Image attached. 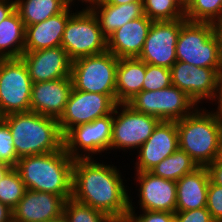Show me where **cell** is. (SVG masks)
Returning a JSON list of instances; mask_svg holds the SVG:
<instances>
[{"label": "cell", "instance_id": "obj_13", "mask_svg": "<svg viewBox=\"0 0 222 222\" xmlns=\"http://www.w3.org/2000/svg\"><path fill=\"white\" fill-rule=\"evenodd\" d=\"M170 70L172 85L184 91L197 106L214 103L218 94L222 69L196 67L189 63L176 61Z\"/></svg>", "mask_w": 222, "mask_h": 222}, {"label": "cell", "instance_id": "obj_20", "mask_svg": "<svg viewBox=\"0 0 222 222\" xmlns=\"http://www.w3.org/2000/svg\"><path fill=\"white\" fill-rule=\"evenodd\" d=\"M146 15L129 21L107 38V51L117 58L139 57L152 25Z\"/></svg>", "mask_w": 222, "mask_h": 222}, {"label": "cell", "instance_id": "obj_35", "mask_svg": "<svg viewBox=\"0 0 222 222\" xmlns=\"http://www.w3.org/2000/svg\"><path fill=\"white\" fill-rule=\"evenodd\" d=\"M138 213L129 211L126 218L130 222H174V213L171 212L140 210Z\"/></svg>", "mask_w": 222, "mask_h": 222}, {"label": "cell", "instance_id": "obj_49", "mask_svg": "<svg viewBox=\"0 0 222 222\" xmlns=\"http://www.w3.org/2000/svg\"><path fill=\"white\" fill-rule=\"evenodd\" d=\"M220 159H222V139H221V151H220Z\"/></svg>", "mask_w": 222, "mask_h": 222}, {"label": "cell", "instance_id": "obj_6", "mask_svg": "<svg viewBox=\"0 0 222 222\" xmlns=\"http://www.w3.org/2000/svg\"><path fill=\"white\" fill-rule=\"evenodd\" d=\"M69 17L61 46L71 61L107 51V38L102 34L95 15L90 9L76 7Z\"/></svg>", "mask_w": 222, "mask_h": 222}, {"label": "cell", "instance_id": "obj_24", "mask_svg": "<svg viewBox=\"0 0 222 222\" xmlns=\"http://www.w3.org/2000/svg\"><path fill=\"white\" fill-rule=\"evenodd\" d=\"M146 63L138 57L119 58L116 69V101L127 103L142 91Z\"/></svg>", "mask_w": 222, "mask_h": 222}, {"label": "cell", "instance_id": "obj_27", "mask_svg": "<svg viewBox=\"0 0 222 222\" xmlns=\"http://www.w3.org/2000/svg\"><path fill=\"white\" fill-rule=\"evenodd\" d=\"M196 168L198 166L191 157L185 151L178 148L172 155L160 161L149 172L157 177L178 181Z\"/></svg>", "mask_w": 222, "mask_h": 222}, {"label": "cell", "instance_id": "obj_22", "mask_svg": "<svg viewBox=\"0 0 222 222\" xmlns=\"http://www.w3.org/2000/svg\"><path fill=\"white\" fill-rule=\"evenodd\" d=\"M209 182L210 177L207 167H198L176 181V211L206 207Z\"/></svg>", "mask_w": 222, "mask_h": 222}, {"label": "cell", "instance_id": "obj_2", "mask_svg": "<svg viewBox=\"0 0 222 222\" xmlns=\"http://www.w3.org/2000/svg\"><path fill=\"white\" fill-rule=\"evenodd\" d=\"M73 163L63 147L53 153L21 157L14 168L26 189L56 194L66 201L72 197Z\"/></svg>", "mask_w": 222, "mask_h": 222}, {"label": "cell", "instance_id": "obj_28", "mask_svg": "<svg viewBox=\"0 0 222 222\" xmlns=\"http://www.w3.org/2000/svg\"><path fill=\"white\" fill-rule=\"evenodd\" d=\"M143 12L152 21L185 19V6L178 0H143Z\"/></svg>", "mask_w": 222, "mask_h": 222}, {"label": "cell", "instance_id": "obj_48", "mask_svg": "<svg viewBox=\"0 0 222 222\" xmlns=\"http://www.w3.org/2000/svg\"><path fill=\"white\" fill-rule=\"evenodd\" d=\"M178 1H180L185 6L189 0H178Z\"/></svg>", "mask_w": 222, "mask_h": 222}, {"label": "cell", "instance_id": "obj_14", "mask_svg": "<svg viewBox=\"0 0 222 222\" xmlns=\"http://www.w3.org/2000/svg\"><path fill=\"white\" fill-rule=\"evenodd\" d=\"M186 19L153 21L139 59L147 64L171 68L177 61L176 44Z\"/></svg>", "mask_w": 222, "mask_h": 222}, {"label": "cell", "instance_id": "obj_18", "mask_svg": "<svg viewBox=\"0 0 222 222\" xmlns=\"http://www.w3.org/2000/svg\"><path fill=\"white\" fill-rule=\"evenodd\" d=\"M65 200L56 194L26 190L12 209L13 222H45L63 215Z\"/></svg>", "mask_w": 222, "mask_h": 222}, {"label": "cell", "instance_id": "obj_3", "mask_svg": "<svg viewBox=\"0 0 222 222\" xmlns=\"http://www.w3.org/2000/svg\"><path fill=\"white\" fill-rule=\"evenodd\" d=\"M209 109L198 106L176 121L179 149L185 151L198 167H207L220 157L222 118L210 106Z\"/></svg>", "mask_w": 222, "mask_h": 222}, {"label": "cell", "instance_id": "obj_29", "mask_svg": "<svg viewBox=\"0 0 222 222\" xmlns=\"http://www.w3.org/2000/svg\"><path fill=\"white\" fill-rule=\"evenodd\" d=\"M185 19L210 23L222 20V0H189L185 5Z\"/></svg>", "mask_w": 222, "mask_h": 222}, {"label": "cell", "instance_id": "obj_9", "mask_svg": "<svg viewBox=\"0 0 222 222\" xmlns=\"http://www.w3.org/2000/svg\"><path fill=\"white\" fill-rule=\"evenodd\" d=\"M160 120L145 113L134 111L126 103H118L113 112L110 152L137 151L152 135Z\"/></svg>", "mask_w": 222, "mask_h": 222}, {"label": "cell", "instance_id": "obj_26", "mask_svg": "<svg viewBox=\"0 0 222 222\" xmlns=\"http://www.w3.org/2000/svg\"><path fill=\"white\" fill-rule=\"evenodd\" d=\"M15 2L16 10L25 27L43 22L68 7L66 0H15Z\"/></svg>", "mask_w": 222, "mask_h": 222}, {"label": "cell", "instance_id": "obj_25", "mask_svg": "<svg viewBox=\"0 0 222 222\" xmlns=\"http://www.w3.org/2000/svg\"><path fill=\"white\" fill-rule=\"evenodd\" d=\"M25 48V26L15 10L0 23V58H20Z\"/></svg>", "mask_w": 222, "mask_h": 222}, {"label": "cell", "instance_id": "obj_4", "mask_svg": "<svg viewBox=\"0 0 222 222\" xmlns=\"http://www.w3.org/2000/svg\"><path fill=\"white\" fill-rule=\"evenodd\" d=\"M4 122L12 133L17 157L53 153L64 147L58 120L36 112L8 114Z\"/></svg>", "mask_w": 222, "mask_h": 222}, {"label": "cell", "instance_id": "obj_43", "mask_svg": "<svg viewBox=\"0 0 222 222\" xmlns=\"http://www.w3.org/2000/svg\"><path fill=\"white\" fill-rule=\"evenodd\" d=\"M132 2H143V0H102L100 3L122 5V4L132 3Z\"/></svg>", "mask_w": 222, "mask_h": 222}, {"label": "cell", "instance_id": "obj_11", "mask_svg": "<svg viewBox=\"0 0 222 222\" xmlns=\"http://www.w3.org/2000/svg\"><path fill=\"white\" fill-rule=\"evenodd\" d=\"M113 113L71 128L64 137L65 151L75 159H90L109 153ZM106 151V152H105ZM101 153V154H100Z\"/></svg>", "mask_w": 222, "mask_h": 222}, {"label": "cell", "instance_id": "obj_5", "mask_svg": "<svg viewBox=\"0 0 222 222\" xmlns=\"http://www.w3.org/2000/svg\"><path fill=\"white\" fill-rule=\"evenodd\" d=\"M177 61L213 69H222L219 43L213 23L186 21L176 44Z\"/></svg>", "mask_w": 222, "mask_h": 222}, {"label": "cell", "instance_id": "obj_36", "mask_svg": "<svg viewBox=\"0 0 222 222\" xmlns=\"http://www.w3.org/2000/svg\"><path fill=\"white\" fill-rule=\"evenodd\" d=\"M174 222H216L206 207L188 211H176Z\"/></svg>", "mask_w": 222, "mask_h": 222}, {"label": "cell", "instance_id": "obj_34", "mask_svg": "<svg viewBox=\"0 0 222 222\" xmlns=\"http://www.w3.org/2000/svg\"><path fill=\"white\" fill-rule=\"evenodd\" d=\"M206 208L216 222H222V186L211 181L207 191Z\"/></svg>", "mask_w": 222, "mask_h": 222}, {"label": "cell", "instance_id": "obj_40", "mask_svg": "<svg viewBox=\"0 0 222 222\" xmlns=\"http://www.w3.org/2000/svg\"><path fill=\"white\" fill-rule=\"evenodd\" d=\"M213 27H214V33L219 43V55H220V62L222 65V20L214 22Z\"/></svg>", "mask_w": 222, "mask_h": 222}, {"label": "cell", "instance_id": "obj_45", "mask_svg": "<svg viewBox=\"0 0 222 222\" xmlns=\"http://www.w3.org/2000/svg\"><path fill=\"white\" fill-rule=\"evenodd\" d=\"M45 222H67V220L64 215H61L60 217L56 219L45 221Z\"/></svg>", "mask_w": 222, "mask_h": 222}, {"label": "cell", "instance_id": "obj_39", "mask_svg": "<svg viewBox=\"0 0 222 222\" xmlns=\"http://www.w3.org/2000/svg\"><path fill=\"white\" fill-rule=\"evenodd\" d=\"M214 102V105L218 107L213 108V110L222 118V73L219 78L218 94Z\"/></svg>", "mask_w": 222, "mask_h": 222}, {"label": "cell", "instance_id": "obj_38", "mask_svg": "<svg viewBox=\"0 0 222 222\" xmlns=\"http://www.w3.org/2000/svg\"><path fill=\"white\" fill-rule=\"evenodd\" d=\"M16 10L15 0H0V23Z\"/></svg>", "mask_w": 222, "mask_h": 222}, {"label": "cell", "instance_id": "obj_47", "mask_svg": "<svg viewBox=\"0 0 222 222\" xmlns=\"http://www.w3.org/2000/svg\"><path fill=\"white\" fill-rule=\"evenodd\" d=\"M4 117H5V115H4L3 112L0 110V124L4 121Z\"/></svg>", "mask_w": 222, "mask_h": 222}, {"label": "cell", "instance_id": "obj_7", "mask_svg": "<svg viewBox=\"0 0 222 222\" xmlns=\"http://www.w3.org/2000/svg\"><path fill=\"white\" fill-rule=\"evenodd\" d=\"M119 58L109 51L72 61L73 88L79 91L116 96V69Z\"/></svg>", "mask_w": 222, "mask_h": 222}, {"label": "cell", "instance_id": "obj_19", "mask_svg": "<svg viewBox=\"0 0 222 222\" xmlns=\"http://www.w3.org/2000/svg\"><path fill=\"white\" fill-rule=\"evenodd\" d=\"M72 88L71 78L33 83L30 111L59 120L64 113Z\"/></svg>", "mask_w": 222, "mask_h": 222}, {"label": "cell", "instance_id": "obj_15", "mask_svg": "<svg viewBox=\"0 0 222 222\" xmlns=\"http://www.w3.org/2000/svg\"><path fill=\"white\" fill-rule=\"evenodd\" d=\"M134 176L139 199L136 206V202H132L135 198L130 195L129 211H136L139 206L140 210L176 212V181L154 176L151 172H135Z\"/></svg>", "mask_w": 222, "mask_h": 222}, {"label": "cell", "instance_id": "obj_46", "mask_svg": "<svg viewBox=\"0 0 222 222\" xmlns=\"http://www.w3.org/2000/svg\"><path fill=\"white\" fill-rule=\"evenodd\" d=\"M113 222H130L127 218L116 219Z\"/></svg>", "mask_w": 222, "mask_h": 222}, {"label": "cell", "instance_id": "obj_8", "mask_svg": "<svg viewBox=\"0 0 222 222\" xmlns=\"http://www.w3.org/2000/svg\"><path fill=\"white\" fill-rule=\"evenodd\" d=\"M134 111L155 116L160 121H178L198 106L174 85L160 90L141 91L127 103Z\"/></svg>", "mask_w": 222, "mask_h": 222}, {"label": "cell", "instance_id": "obj_33", "mask_svg": "<svg viewBox=\"0 0 222 222\" xmlns=\"http://www.w3.org/2000/svg\"><path fill=\"white\" fill-rule=\"evenodd\" d=\"M19 158L13 145L12 133L3 121L0 124V162L15 167Z\"/></svg>", "mask_w": 222, "mask_h": 222}, {"label": "cell", "instance_id": "obj_32", "mask_svg": "<svg viewBox=\"0 0 222 222\" xmlns=\"http://www.w3.org/2000/svg\"><path fill=\"white\" fill-rule=\"evenodd\" d=\"M171 85V70L169 68L146 63V72L142 84V91L160 90Z\"/></svg>", "mask_w": 222, "mask_h": 222}, {"label": "cell", "instance_id": "obj_21", "mask_svg": "<svg viewBox=\"0 0 222 222\" xmlns=\"http://www.w3.org/2000/svg\"><path fill=\"white\" fill-rule=\"evenodd\" d=\"M72 9L68 6L63 12L43 22L26 26L24 52L61 46L66 23L74 13Z\"/></svg>", "mask_w": 222, "mask_h": 222}, {"label": "cell", "instance_id": "obj_31", "mask_svg": "<svg viewBox=\"0 0 222 222\" xmlns=\"http://www.w3.org/2000/svg\"><path fill=\"white\" fill-rule=\"evenodd\" d=\"M26 190L20 174L12 167L0 181V202L13 209L23 198Z\"/></svg>", "mask_w": 222, "mask_h": 222}, {"label": "cell", "instance_id": "obj_10", "mask_svg": "<svg viewBox=\"0 0 222 222\" xmlns=\"http://www.w3.org/2000/svg\"><path fill=\"white\" fill-rule=\"evenodd\" d=\"M32 84L21 58L0 60V110L5 116L30 111Z\"/></svg>", "mask_w": 222, "mask_h": 222}, {"label": "cell", "instance_id": "obj_16", "mask_svg": "<svg viewBox=\"0 0 222 222\" xmlns=\"http://www.w3.org/2000/svg\"><path fill=\"white\" fill-rule=\"evenodd\" d=\"M178 148L176 121H160L152 135L137 150L134 172H149Z\"/></svg>", "mask_w": 222, "mask_h": 222}, {"label": "cell", "instance_id": "obj_30", "mask_svg": "<svg viewBox=\"0 0 222 222\" xmlns=\"http://www.w3.org/2000/svg\"><path fill=\"white\" fill-rule=\"evenodd\" d=\"M63 215L67 222H113L109 215L91 206L76 201L72 197L65 201Z\"/></svg>", "mask_w": 222, "mask_h": 222}, {"label": "cell", "instance_id": "obj_17", "mask_svg": "<svg viewBox=\"0 0 222 222\" xmlns=\"http://www.w3.org/2000/svg\"><path fill=\"white\" fill-rule=\"evenodd\" d=\"M26 64L32 83L71 78V64L62 46L24 52L20 57Z\"/></svg>", "mask_w": 222, "mask_h": 222}, {"label": "cell", "instance_id": "obj_1", "mask_svg": "<svg viewBox=\"0 0 222 222\" xmlns=\"http://www.w3.org/2000/svg\"><path fill=\"white\" fill-rule=\"evenodd\" d=\"M96 158L74 160L72 198L114 220L126 218L131 191L123 182L125 177L114 163L105 164Z\"/></svg>", "mask_w": 222, "mask_h": 222}, {"label": "cell", "instance_id": "obj_37", "mask_svg": "<svg viewBox=\"0 0 222 222\" xmlns=\"http://www.w3.org/2000/svg\"><path fill=\"white\" fill-rule=\"evenodd\" d=\"M210 181L216 185L222 186V159L217 158L207 166Z\"/></svg>", "mask_w": 222, "mask_h": 222}, {"label": "cell", "instance_id": "obj_44", "mask_svg": "<svg viewBox=\"0 0 222 222\" xmlns=\"http://www.w3.org/2000/svg\"><path fill=\"white\" fill-rule=\"evenodd\" d=\"M12 167L6 163L0 162V181L2 177L11 169Z\"/></svg>", "mask_w": 222, "mask_h": 222}, {"label": "cell", "instance_id": "obj_41", "mask_svg": "<svg viewBox=\"0 0 222 222\" xmlns=\"http://www.w3.org/2000/svg\"><path fill=\"white\" fill-rule=\"evenodd\" d=\"M0 222H13L12 209L0 202Z\"/></svg>", "mask_w": 222, "mask_h": 222}, {"label": "cell", "instance_id": "obj_42", "mask_svg": "<svg viewBox=\"0 0 222 222\" xmlns=\"http://www.w3.org/2000/svg\"><path fill=\"white\" fill-rule=\"evenodd\" d=\"M77 1L76 0H66V3L68 4V6L74 7L75 5L77 6L80 2L82 7L86 5L85 7H83V9H90L92 6L99 4L102 0H77ZM76 2H77V4H76ZM83 4H85V5H83Z\"/></svg>", "mask_w": 222, "mask_h": 222}, {"label": "cell", "instance_id": "obj_12", "mask_svg": "<svg viewBox=\"0 0 222 222\" xmlns=\"http://www.w3.org/2000/svg\"><path fill=\"white\" fill-rule=\"evenodd\" d=\"M116 96L79 91L72 88L64 113L59 118V128L64 136L71 128L87 124L114 112Z\"/></svg>", "mask_w": 222, "mask_h": 222}, {"label": "cell", "instance_id": "obj_23", "mask_svg": "<svg viewBox=\"0 0 222 222\" xmlns=\"http://www.w3.org/2000/svg\"><path fill=\"white\" fill-rule=\"evenodd\" d=\"M98 20L102 34L108 38L118 28L144 15L143 2L122 5L99 3L90 8Z\"/></svg>", "mask_w": 222, "mask_h": 222}]
</instances>
